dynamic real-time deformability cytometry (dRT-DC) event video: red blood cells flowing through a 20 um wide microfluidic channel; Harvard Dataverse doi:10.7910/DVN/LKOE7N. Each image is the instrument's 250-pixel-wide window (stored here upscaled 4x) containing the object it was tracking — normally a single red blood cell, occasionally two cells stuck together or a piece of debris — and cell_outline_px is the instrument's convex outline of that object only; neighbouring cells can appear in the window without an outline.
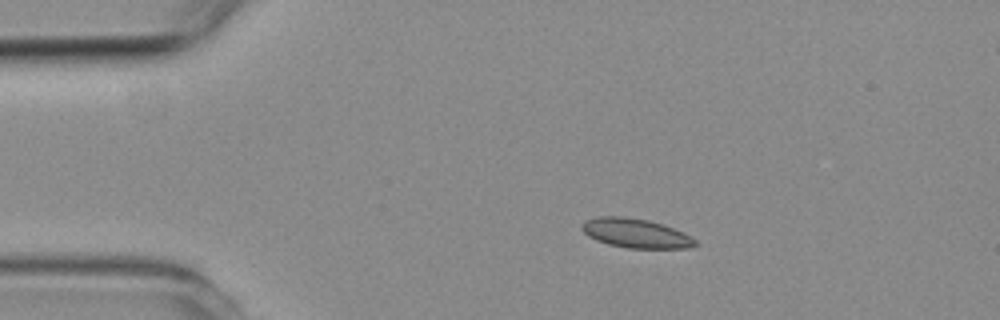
{"species": "common noctule bat (a hibernating species)", "species_latin": "Nyctalus noctula", "temperature_condition": "room temperature", "stored_images_in_passage": 3, "camera_frame_rate_fps": 3000, "um_per_image_px": 0.085, "animal": {"sex": "female", "body_mass_g": 19.3, "forearm_length_mm": 54.1}, "frame": {"image": 1, "passage_image": 1, "time_ms": 0.0, "image_size_px": [1000, 320], "cell_outline_px": [[700, 244], [692, 248], [628, 248], [608, 244], [596, 240], [588, 236], [580, 228], [580, 224], [584, 220], [600, 216], [624, 216], [648, 220], [664, 224], [684, 232], [696, 240]], "centroid_in_image_um": [54.05, 19.82], "position_along_channel_um": 31.0, "area_um2": 19.65}}